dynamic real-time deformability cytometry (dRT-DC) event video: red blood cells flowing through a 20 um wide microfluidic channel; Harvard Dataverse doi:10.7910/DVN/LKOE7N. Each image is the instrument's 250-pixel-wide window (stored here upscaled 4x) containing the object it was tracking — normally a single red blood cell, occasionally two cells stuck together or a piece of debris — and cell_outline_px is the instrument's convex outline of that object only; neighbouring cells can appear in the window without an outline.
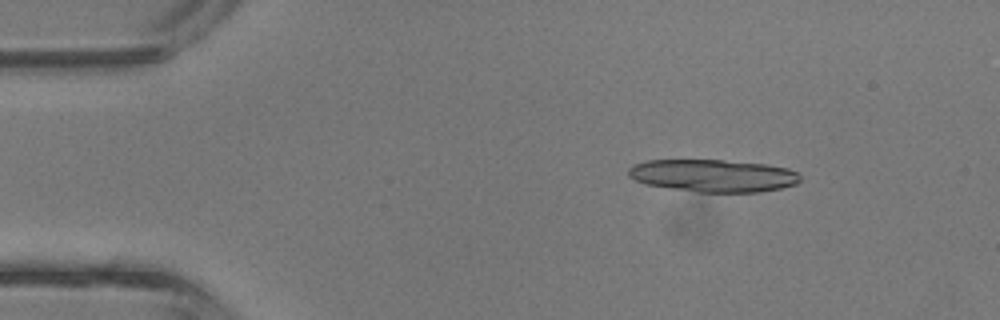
{"species": "common noctule bat (a hibernating species)", "species_latin": "Nyctalus noctula", "temperature_condition": "room temperature", "stored_images_in_passage": 5, "camera_frame_rate_fps": 3000, "um_per_image_px": 0.085, "animal": {"sex": "male", "body_mass_g": 13.3}, "frame": {"image": 1, "passage_image": 2, "time_ms": 0.333, "image_size_px": [1000, 320], "cell_outline_px": [[800, 180], [796, 184], [780, 188], [760, 192], [696, 192], [644, 184], [628, 176], [628, 168], [632, 164], [648, 160], [720, 160], [768, 164], [788, 168], [796, 172], [800, 176]], "centroid_in_image_um": [60.6, 14.93], "position_along_channel_um": 24.4, "area_um2": 32.66}}